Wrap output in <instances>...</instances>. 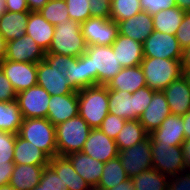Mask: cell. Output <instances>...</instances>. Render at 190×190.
<instances>
[{"instance_id":"6da1fadb","label":"cell","mask_w":190,"mask_h":190,"mask_svg":"<svg viewBox=\"0 0 190 190\" xmlns=\"http://www.w3.org/2000/svg\"><path fill=\"white\" fill-rule=\"evenodd\" d=\"M71 57L56 53H45L42 61L37 63V85L43 87L50 95H66L75 91L67 79Z\"/></svg>"},{"instance_id":"7a4b0ae2","label":"cell","mask_w":190,"mask_h":190,"mask_svg":"<svg viewBox=\"0 0 190 190\" xmlns=\"http://www.w3.org/2000/svg\"><path fill=\"white\" fill-rule=\"evenodd\" d=\"M78 93V114L91 128H99L109 113V96L106 85L83 88Z\"/></svg>"},{"instance_id":"3957f363","label":"cell","mask_w":190,"mask_h":190,"mask_svg":"<svg viewBox=\"0 0 190 190\" xmlns=\"http://www.w3.org/2000/svg\"><path fill=\"white\" fill-rule=\"evenodd\" d=\"M181 60L143 57L141 67L146 85L153 91H163L183 75Z\"/></svg>"},{"instance_id":"277c9868","label":"cell","mask_w":190,"mask_h":190,"mask_svg":"<svg viewBox=\"0 0 190 190\" xmlns=\"http://www.w3.org/2000/svg\"><path fill=\"white\" fill-rule=\"evenodd\" d=\"M86 49L87 43L82 35L81 23L69 20L54 26V36L46 53L79 57Z\"/></svg>"},{"instance_id":"5b68a950","label":"cell","mask_w":190,"mask_h":190,"mask_svg":"<svg viewBox=\"0 0 190 190\" xmlns=\"http://www.w3.org/2000/svg\"><path fill=\"white\" fill-rule=\"evenodd\" d=\"M90 130L91 127L79 114L56 125L57 155L82 151Z\"/></svg>"},{"instance_id":"8992f818","label":"cell","mask_w":190,"mask_h":190,"mask_svg":"<svg viewBox=\"0 0 190 190\" xmlns=\"http://www.w3.org/2000/svg\"><path fill=\"white\" fill-rule=\"evenodd\" d=\"M18 134L50 159L57 155L55 126L47 118H23Z\"/></svg>"},{"instance_id":"52a82bcc","label":"cell","mask_w":190,"mask_h":190,"mask_svg":"<svg viewBox=\"0 0 190 190\" xmlns=\"http://www.w3.org/2000/svg\"><path fill=\"white\" fill-rule=\"evenodd\" d=\"M85 53L90 57L92 86L106 85L123 68L118 62L112 45L87 46Z\"/></svg>"},{"instance_id":"ba28073f","label":"cell","mask_w":190,"mask_h":190,"mask_svg":"<svg viewBox=\"0 0 190 190\" xmlns=\"http://www.w3.org/2000/svg\"><path fill=\"white\" fill-rule=\"evenodd\" d=\"M152 168L172 177L188 170L182 146L156 144L150 139Z\"/></svg>"},{"instance_id":"9c48e42d","label":"cell","mask_w":190,"mask_h":190,"mask_svg":"<svg viewBox=\"0 0 190 190\" xmlns=\"http://www.w3.org/2000/svg\"><path fill=\"white\" fill-rule=\"evenodd\" d=\"M118 150V158L129 178L152 168L149 135L136 145Z\"/></svg>"},{"instance_id":"30bf717a","label":"cell","mask_w":190,"mask_h":190,"mask_svg":"<svg viewBox=\"0 0 190 190\" xmlns=\"http://www.w3.org/2000/svg\"><path fill=\"white\" fill-rule=\"evenodd\" d=\"M81 31L87 46H110L119 34L118 24L112 19L102 17H90L81 23Z\"/></svg>"},{"instance_id":"8fae6325","label":"cell","mask_w":190,"mask_h":190,"mask_svg":"<svg viewBox=\"0 0 190 190\" xmlns=\"http://www.w3.org/2000/svg\"><path fill=\"white\" fill-rule=\"evenodd\" d=\"M182 49L175 35L153 31L143 42V57L181 60Z\"/></svg>"},{"instance_id":"7c38bea8","label":"cell","mask_w":190,"mask_h":190,"mask_svg":"<svg viewBox=\"0 0 190 190\" xmlns=\"http://www.w3.org/2000/svg\"><path fill=\"white\" fill-rule=\"evenodd\" d=\"M50 94L36 85L16 95V101L23 118H47Z\"/></svg>"},{"instance_id":"4fadbf2b","label":"cell","mask_w":190,"mask_h":190,"mask_svg":"<svg viewBox=\"0 0 190 190\" xmlns=\"http://www.w3.org/2000/svg\"><path fill=\"white\" fill-rule=\"evenodd\" d=\"M0 67L16 93L37 85V63L2 60Z\"/></svg>"},{"instance_id":"5bb4252c","label":"cell","mask_w":190,"mask_h":190,"mask_svg":"<svg viewBox=\"0 0 190 190\" xmlns=\"http://www.w3.org/2000/svg\"><path fill=\"white\" fill-rule=\"evenodd\" d=\"M45 53L31 36L25 34L18 39L6 42L5 57L3 60L38 63L44 59Z\"/></svg>"},{"instance_id":"9a60e30c","label":"cell","mask_w":190,"mask_h":190,"mask_svg":"<svg viewBox=\"0 0 190 190\" xmlns=\"http://www.w3.org/2000/svg\"><path fill=\"white\" fill-rule=\"evenodd\" d=\"M82 152L95 160L105 163L118 157V147L114 139L99 128H91Z\"/></svg>"},{"instance_id":"2e32d148","label":"cell","mask_w":190,"mask_h":190,"mask_svg":"<svg viewBox=\"0 0 190 190\" xmlns=\"http://www.w3.org/2000/svg\"><path fill=\"white\" fill-rule=\"evenodd\" d=\"M78 115V93L50 96L47 119L54 125Z\"/></svg>"},{"instance_id":"e0dca14e","label":"cell","mask_w":190,"mask_h":190,"mask_svg":"<svg viewBox=\"0 0 190 190\" xmlns=\"http://www.w3.org/2000/svg\"><path fill=\"white\" fill-rule=\"evenodd\" d=\"M169 115H171V110L163 91H154L149 106L140 115L138 120L145 131L150 134L158 129L163 120Z\"/></svg>"},{"instance_id":"ac0fdd59","label":"cell","mask_w":190,"mask_h":190,"mask_svg":"<svg viewBox=\"0 0 190 190\" xmlns=\"http://www.w3.org/2000/svg\"><path fill=\"white\" fill-rule=\"evenodd\" d=\"M184 122L182 116L171 114L167 116L161 126L149 134L156 144L181 146L185 140Z\"/></svg>"},{"instance_id":"d6986e66","label":"cell","mask_w":190,"mask_h":190,"mask_svg":"<svg viewBox=\"0 0 190 190\" xmlns=\"http://www.w3.org/2000/svg\"><path fill=\"white\" fill-rule=\"evenodd\" d=\"M117 24L120 35L132 38L141 44L154 31L152 15L145 11H141L129 19L119 21Z\"/></svg>"},{"instance_id":"ffe728a7","label":"cell","mask_w":190,"mask_h":190,"mask_svg":"<svg viewBox=\"0 0 190 190\" xmlns=\"http://www.w3.org/2000/svg\"><path fill=\"white\" fill-rule=\"evenodd\" d=\"M171 114L183 116L190 111V87L182 75L163 90Z\"/></svg>"},{"instance_id":"44dd1931","label":"cell","mask_w":190,"mask_h":190,"mask_svg":"<svg viewBox=\"0 0 190 190\" xmlns=\"http://www.w3.org/2000/svg\"><path fill=\"white\" fill-rule=\"evenodd\" d=\"M112 48L118 58L119 64L123 68L141 65L143 60V44L132 38L118 34L112 44Z\"/></svg>"},{"instance_id":"7402d4cb","label":"cell","mask_w":190,"mask_h":190,"mask_svg":"<svg viewBox=\"0 0 190 190\" xmlns=\"http://www.w3.org/2000/svg\"><path fill=\"white\" fill-rule=\"evenodd\" d=\"M66 157L69 159L75 171L83 177L91 188L98 186L104 163L93 159L82 151L70 153Z\"/></svg>"},{"instance_id":"603a6c76","label":"cell","mask_w":190,"mask_h":190,"mask_svg":"<svg viewBox=\"0 0 190 190\" xmlns=\"http://www.w3.org/2000/svg\"><path fill=\"white\" fill-rule=\"evenodd\" d=\"M108 90L126 91L133 94L146 85L141 65L122 68L113 79L106 84Z\"/></svg>"},{"instance_id":"cb8c5ba5","label":"cell","mask_w":190,"mask_h":190,"mask_svg":"<svg viewBox=\"0 0 190 190\" xmlns=\"http://www.w3.org/2000/svg\"><path fill=\"white\" fill-rule=\"evenodd\" d=\"M26 35L31 36L37 45L47 52L54 36V26L38 11H30Z\"/></svg>"},{"instance_id":"d4e9b609","label":"cell","mask_w":190,"mask_h":190,"mask_svg":"<svg viewBox=\"0 0 190 190\" xmlns=\"http://www.w3.org/2000/svg\"><path fill=\"white\" fill-rule=\"evenodd\" d=\"M109 113L125 120H137L136 92L108 90Z\"/></svg>"},{"instance_id":"484cf974","label":"cell","mask_w":190,"mask_h":190,"mask_svg":"<svg viewBox=\"0 0 190 190\" xmlns=\"http://www.w3.org/2000/svg\"><path fill=\"white\" fill-rule=\"evenodd\" d=\"M49 165L56 171L59 178L69 190H90V185L74 169L66 156L55 155Z\"/></svg>"},{"instance_id":"4316f807","label":"cell","mask_w":190,"mask_h":190,"mask_svg":"<svg viewBox=\"0 0 190 190\" xmlns=\"http://www.w3.org/2000/svg\"><path fill=\"white\" fill-rule=\"evenodd\" d=\"M67 69V79L75 91L92 86L90 57L86 53L79 57H71V64Z\"/></svg>"},{"instance_id":"83f0119b","label":"cell","mask_w":190,"mask_h":190,"mask_svg":"<svg viewBox=\"0 0 190 190\" xmlns=\"http://www.w3.org/2000/svg\"><path fill=\"white\" fill-rule=\"evenodd\" d=\"M14 164L49 165L50 158L33 143L16 134L14 152Z\"/></svg>"},{"instance_id":"f1b7e54d","label":"cell","mask_w":190,"mask_h":190,"mask_svg":"<svg viewBox=\"0 0 190 190\" xmlns=\"http://www.w3.org/2000/svg\"><path fill=\"white\" fill-rule=\"evenodd\" d=\"M46 166L15 164L9 184L15 190H32L38 185Z\"/></svg>"},{"instance_id":"f546056e","label":"cell","mask_w":190,"mask_h":190,"mask_svg":"<svg viewBox=\"0 0 190 190\" xmlns=\"http://www.w3.org/2000/svg\"><path fill=\"white\" fill-rule=\"evenodd\" d=\"M29 12L6 11L0 17V34L5 42L18 39L26 34Z\"/></svg>"},{"instance_id":"4dcf8cb0","label":"cell","mask_w":190,"mask_h":190,"mask_svg":"<svg viewBox=\"0 0 190 190\" xmlns=\"http://www.w3.org/2000/svg\"><path fill=\"white\" fill-rule=\"evenodd\" d=\"M185 11L177 6L164 9L152 15L155 31L176 35L178 28L183 21Z\"/></svg>"},{"instance_id":"1f68e13d","label":"cell","mask_w":190,"mask_h":190,"mask_svg":"<svg viewBox=\"0 0 190 190\" xmlns=\"http://www.w3.org/2000/svg\"><path fill=\"white\" fill-rule=\"evenodd\" d=\"M22 122L23 116L16 100L0 101V131L18 134Z\"/></svg>"},{"instance_id":"d6a6232c","label":"cell","mask_w":190,"mask_h":190,"mask_svg":"<svg viewBox=\"0 0 190 190\" xmlns=\"http://www.w3.org/2000/svg\"><path fill=\"white\" fill-rule=\"evenodd\" d=\"M128 178L127 173L121 165L120 159L116 157L104 163L102 175L97 187L110 190Z\"/></svg>"},{"instance_id":"836d02e7","label":"cell","mask_w":190,"mask_h":190,"mask_svg":"<svg viewBox=\"0 0 190 190\" xmlns=\"http://www.w3.org/2000/svg\"><path fill=\"white\" fill-rule=\"evenodd\" d=\"M135 190H168L169 177L154 168L131 178Z\"/></svg>"},{"instance_id":"e575fe53","label":"cell","mask_w":190,"mask_h":190,"mask_svg":"<svg viewBox=\"0 0 190 190\" xmlns=\"http://www.w3.org/2000/svg\"><path fill=\"white\" fill-rule=\"evenodd\" d=\"M148 135L139 120H128L119 132L115 142L118 149H126L143 141Z\"/></svg>"},{"instance_id":"d590c367","label":"cell","mask_w":190,"mask_h":190,"mask_svg":"<svg viewBox=\"0 0 190 190\" xmlns=\"http://www.w3.org/2000/svg\"><path fill=\"white\" fill-rule=\"evenodd\" d=\"M110 5V19L116 23L142 11L140 0H112Z\"/></svg>"},{"instance_id":"8d00e7d4","label":"cell","mask_w":190,"mask_h":190,"mask_svg":"<svg viewBox=\"0 0 190 190\" xmlns=\"http://www.w3.org/2000/svg\"><path fill=\"white\" fill-rule=\"evenodd\" d=\"M38 12L53 26L70 20L65 0H48Z\"/></svg>"},{"instance_id":"74e56055","label":"cell","mask_w":190,"mask_h":190,"mask_svg":"<svg viewBox=\"0 0 190 190\" xmlns=\"http://www.w3.org/2000/svg\"><path fill=\"white\" fill-rule=\"evenodd\" d=\"M89 0H65L70 20L85 22L91 16Z\"/></svg>"},{"instance_id":"f35d334b","label":"cell","mask_w":190,"mask_h":190,"mask_svg":"<svg viewBox=\"0 0 190 190\" xmlns=\"http://www.w3.org/2000/svg\"><path fill=\"white\" fill-rule=\"evenodd\" d=\"M38 184L46 190H69L50 165L44 167L42 177Z\"/></svg>"},{"instance_id":"ab89813d","label":"cell","mask_w":190,"mask_h":190,"mask_svg":"<svg viewBox=\"0 0 190 190\" xmlns=\"http://www.w3.org/2000/svg\"><path fill=\"white\" fill-rule=\"evenodd\" d=\"M16 134L0 131V163L14 162L13 152Z\"/></svg>"},{"instance_id":"60d3db41","label":"cell","mask_w":190,"mask_h":190,"mask_svg":"<svg viewBox=\"0 0 190 190\" xmlns=\"http://www.w3.org/2000/svg\"><path fill=\"white\" fill-rule=\"evenodd\" d=\"M127 120L118 117L115 114L108 113L107 116L102 121L99 129L104 132L108 137L116 139L119 132L124 127Z\"/></svg>"},{"instance_id":"b9f144b4","label":"cell","mask_w":190,"mask_h":190,"mask_svg":"<svg viewBox=\"0 0 190 190\" xmlns=\"http://www.w3.org/2000/svg\"><path fill=\"white\" fill-rule=\"evenodd\" d=\"M142 11L154 15L161 10L176 6L175 0H140Z\"/></svg>"},{"instance_id":"7bdbcfd3","label":"cell","mask_w":190,"mask_h":190,"mask_svg":"<svg viewBox=\"0 0 190 190\" xmlns=\"http://www.w3.org/2000/svg\"><path fill=\"white\" fill-rule=\"evenodd\" d=\"M175 36L182 50L190 46V12H185Z\"/></svg>"},{"instance_id":"ee69618b","label":"cell","mask_w":190,"mask_h":190,"mask_svg":"<svg viewBox=\"0 0 190 190\" xmlns=\"http://www.w3.org/2000/svg\"><path fill=\"white\" fill-rule=\"evenodd\" d=\"M16 95L17 93L13 89L11 82L0 67V101L10 102L16 100Z\"/></svg>"},{"instance_id":"f6af8a7d","label":"cell","mask_w":190,"mask_h":190,"mask_svg":"<svg viewBox=\"0 0 190 190\" xmlns=\"http://www.w3.org/2000/svg\"><path fill=\"white\" fill-rule=\"evenodd\" d=\"M168 190H190V171L169 177Z\"/></svg>"},{"instance_id":"bcb514c9","label":"cell","mask_w":190,"mask_h":190,"mask_svg":"<svg viewBox=\"0 0 190 190\" xmlns=\"http://www.w3.org/2000/svg\"><path fill=\"white\" fill-rule=\"evenodd\" d=\"M153 90H151L148 86H145L136 91V103H137V120L140 115L144 112V110L149 106L151 102Z\"/></svg>"},{"instance_id":"7dc6e473","label":"cell","mask_w":190,"mask_h":190,"mask_svg":"<svg viewBox=\"0 0 190 190\" xmlns=\"http://www.w3.org/2000/svg\"><path fill=\"white\" fill-rule=\"evenodd\" d=\"M92 17H102L110 19V1L109 0H89Z\"/></svg>"},{"instance_id":"c3c4849f","label":"cell","mask_w":190,"mask_h":190,"mask_svg":"<svg viewBox=\"0 0 190 190\" xmlns=\"http://www.w3.org/2000/svg\"><path fill=\"white\" fill-rule=\"evenodd\" d=\"M14 167V162L0 163V186L9 184Z\"/></svg>"},{"instance_id":"681fc988","label":"cell","mask_w":190,"mask_h":190,"mask_svg":"<svg viewBox=\"0 0 190 190\" xmlns=\"http://www.w3.org/2000/svg\"><path fill=\"white\" fill-rule=\"evenodd\" d=\"M7 11L30 12L26 0H5Z\"/></svg>"},{"instance_id":"f907efd6","label":"cell","mask_w":190,"mask_h":190,"mask_svg":"<svg viewBox=\"0 0 190 190\" xmlns=\"http://www.w3.org/2000/svg\"><path fill=\"white\" fill-rule=\"evenodd\" d=\"M180 62L182 70H190V46L182 50Z\"/></svg>"},{"instance_id":"816d5d0a","label":"cell","mask_w":190,"mask_h":190,"mask_svg":"<svg viewBox=\"0 0 190 190\" xmlns=\"http://www.w3.org/2000/svg\"><path fill=\"white\" fill-rule=\"evenodd\" d=\"M26 2L30 11H39L48 0H26Z\"/></svg>"},{"instance_id":"f5cc1de1","label":"cell","mask_w":190,"mask_h":190,"mask_svg":"<svg viewBox=\"0 0 190 190\" xmlns=\"http://www.w3.org/2000/svg\"><path fill=\"white\" fill-rule=\"evenodd\" d=\"M181 146L184 154V160L188 166V170L190 171V138L185 139Z\"/></svg>"},{"instance_id":"db71d44e","label":"cell","mask_w":190,"mask_h":190,"mask_svg":"<svg viewBox=\"0 0 190 190\" xmlns=\"http://www.w3.org/2000/svg\"><path fill=\"white\" fill-rule=\"evenodd\" d=\"M183 122H184V136L185 139H189L190 138V111L186 112L183 116H182Z\"/></svg>"},{"instance_id":"11a10c76","label":"cell","mask_w":190,"mask_h":190,"mask_svg":"<svg viewBox=\"0 0 190 190\" xmlns=\"http://www.w3.org/2000/svg\"><path fill=\"white\" fill-rule=\"evenodd\" d=\"M110 190H135L133 187V181L131 178H128L122 183H119L116 187Z\"/></svg>"},{"instance_id":"9f6ffc18","label":"cell","mask_w":190,"mask_h":190,"mask_svg":"<svg viewBox=\"0 0 190 190\" xmlns=\"http://www.w3.org/2000/svg\"><path fill=\"white\" fill-rule=\"evenodd\" d=\"M176 6L185 12H190V0H175Z\"/></svg>"},{"instance_id":"6f0895ef","label":"cell","mask_w":190,"mask_h":190,"mask_svg":"<svg viewBox=\"0 0 190 190\" xmlns=\"http://www.w3.org/2000/svg\"><path fill=\"white\" fill-rule=\"evenodd\" d=\"M5 48H6V42L2 38L0 34V62L4 59L5 57Z\"/></svg>"},{"instance_id":"680465c9","label":"cell","mask_w":190,"mask_h":190,"mask_svg":"<svg viewBox=\"0 0 190 190\" xmlns=\"http://www.w3.org/2000/svg\"><path fill=\"white\" fill-rule=\"evenodd\" d=\"M183 76L190 87V70H183Z\"/></svg>"},{"instance_id":"91938a15","label":"cell","mask_w":190,"mask_h":190,"mask_svg":"<svg viewBox=\"0 0 190 190\" xmlns=\"http://www.w3.org/2000/svg\"><path fill=\"white\" fill-rule=\"evenodd\" d=\"M0 190H15L10 184L0 186Z\"/></svg>"},{"instance_id":"94428289","label":"cell","mask_w":190,"mask_h":190,"mask_svg":"<svg viewBox=\"0 0 190 190\" xmlns=\"http://www.w3.org/2000/svg\"><path fill=\"white\" fill-rule=\"evenodd\" d=\"M0 10H7L5 0H0Z\"/></svg>"},{"instance_id":"6125c7cd","label":"cell","mask_w":190,"mask_h":190,"mask_svg":"<svg viewBox=\"0 0 190 190\" xmlns=\"http://www.w3.org/2000/svg\"><path fill=\"white\" fill-rule=\"evenodd\" d=\"M32 190H46V189H43V187L38 184Z\"/></svg>"},{"instance_id":"be15d7a7","label":"cell","mask_w":190,"mask_h":190,"mask_svg":"<svg viewBox=\"0 0 190 190\" xmlns=\"http://www.w3.org/2000/svg\"><path fill=\"white\" fill-rule=\"evenodd\" d=\"M90 190H104V189H101V188H99V187H93V188H91Z\"/></svg>"},{"instance_id":"e7e4bbea","label":"cell","mask_w":190,"mask_h":190,"mask_svg":"<svg viewBox=\"0 0 190 190\" xmlns=\"http://www.w3.org/2000/svg\"><path fill=\"white\" fill-rule=\"evenodd\" d=\"M7 10H0V17L6 12Z\"/></svg>"}]
</instances>
